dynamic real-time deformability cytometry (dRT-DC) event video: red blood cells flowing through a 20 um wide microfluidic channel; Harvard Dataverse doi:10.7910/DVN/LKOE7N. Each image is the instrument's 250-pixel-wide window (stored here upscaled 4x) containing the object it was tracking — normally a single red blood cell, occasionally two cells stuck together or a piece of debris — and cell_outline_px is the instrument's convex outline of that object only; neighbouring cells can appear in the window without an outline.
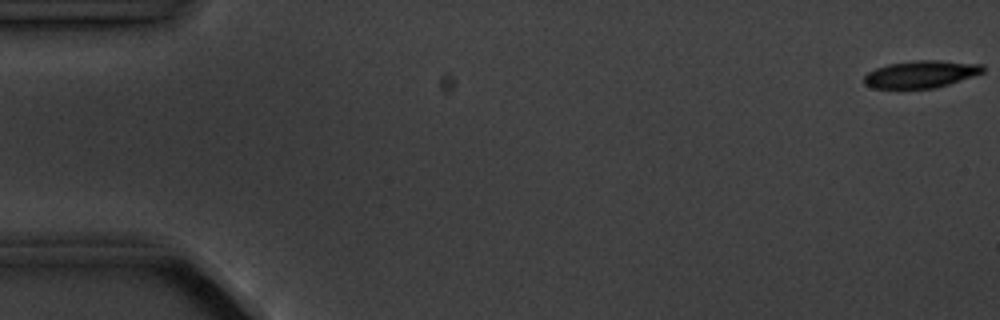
{"species": "common noctule bat (a hibernating species)", "species_latin": "Nyctalus noctula", "temperature_condition": "cold", "stored_images_in_passage": 13, "camera_frame_rate_fps": 3000, "um_per_image_px": 0.085, "animal": {"sex": "male", "body_mass_g": 20.1, "forearm_length_mm": 53.5}, "frame": {"image": 1, "passage_image": 1, "time_ms": 0.0, "image_size_px": [1000, 320], "cell_outline_px": [[984, 72], [936, 88], [872, 88], [864, 84], [864, 76], [868, 72], [876, 68], [888, 64], [916, 60], [940, 60], [984, 64]], "centroid_in_image_um": [78.28, 6.3], "position_along_channel_um": 6.7, "area_um2": 18.84}}
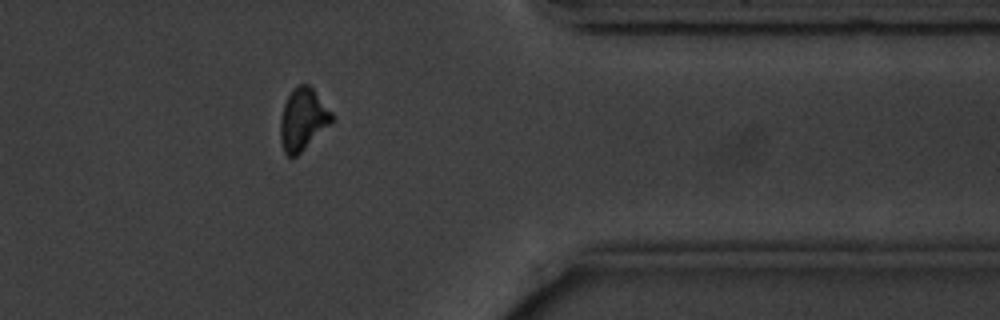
{"frame": {"image": 2, "passage_image": 13, "time_ms": 14.667, "image_size_px": [1000, 320], "cell_outline_px": [[332, 124], [296, 156], [288, 156], [284, 152], [280, 140], [280, 120], [284, 104], [292, 88], [296, 84], [308, 84], [312, 88], [332, 112]], "centroid_in_image_um": [25.74, 10.14], "position_along_channel_um": 385.7, "area_um2": 18.61}, "authors_computed_cell_mechanics": {"area_um2": 19.5364, "velocity_mm_per_s": 3.6023, "shape_relaxation_time_tau1_ms": 2.3685, "shape_relaxation_time_tau2_ms": null, "deformation_change_tau1": 0.0926, "deformation_change_tau2": null}}